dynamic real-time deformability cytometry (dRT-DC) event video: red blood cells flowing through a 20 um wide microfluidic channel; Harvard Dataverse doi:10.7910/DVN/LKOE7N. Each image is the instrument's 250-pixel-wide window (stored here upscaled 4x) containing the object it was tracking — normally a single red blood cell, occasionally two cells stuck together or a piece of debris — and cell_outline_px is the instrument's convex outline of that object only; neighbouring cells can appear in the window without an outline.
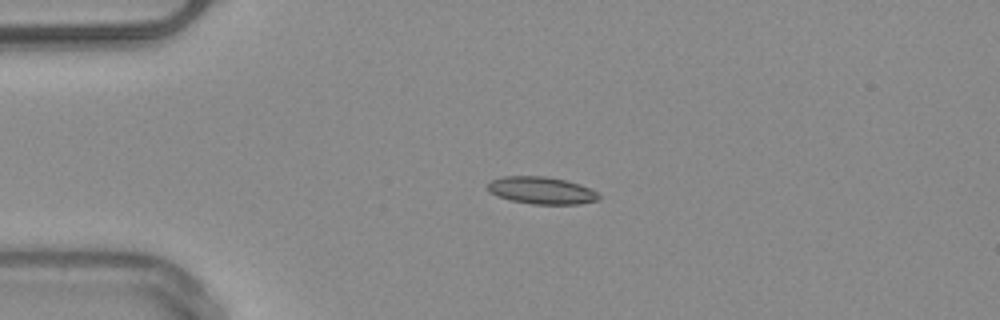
{"species": "common noctule bat (a hibernating species)", "species_latin": "Nyctalus noctula", "temperature_condition": "warm", "stored_images_in_passage": 40, "camera_frame_rate_fps": 3000, "um_per_image_px": 0.085, "animal": {"sex": "male", "body_mass_g": 20.4}, "frame": {"image": 1, "passage_image": 1, "time_ms": 0.0, "image_size_px": [1000, 320], "cell_outline_px": [[600, 200], [580, 204], [532, 204], [512, 200], [496, 196], [488, 192], [488, 184], [492, 180], [500, 176], [548, 176], [580, 184], [596, 192], [600, 196]], "centroid_in_image_um": [46.01, 16.18], "position_along_channel_um": 39.0, "area_um2": 17.69}, "authors_computed_cell_mechanics": {"area_um2": 16.5597, "velocity_mm_per_s": 3.9963, "shape_relaxation_time_tau1_ms": null, "shape_relaxation_time_tau2_ms": 4.236, "deformation_change_tau1": null, "deformation_change_tau2": 0.0905}}